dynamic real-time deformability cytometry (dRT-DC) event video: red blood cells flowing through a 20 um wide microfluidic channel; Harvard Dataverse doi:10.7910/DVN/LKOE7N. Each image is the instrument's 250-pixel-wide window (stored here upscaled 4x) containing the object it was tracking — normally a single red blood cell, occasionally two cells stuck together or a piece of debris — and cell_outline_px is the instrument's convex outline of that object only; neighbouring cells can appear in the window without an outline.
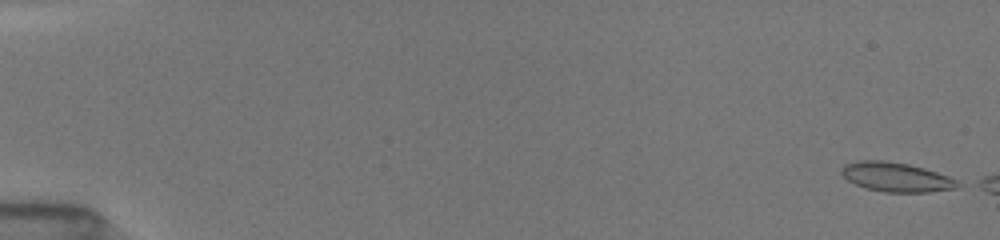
{"species": "common noctule bat (a hibernating species)", "species_latin": "Nyctalus noctula", "temperature_condition": "room temperature", "stored_images_in_passage": 4, "camera_frame_rate_fps": 3000, "um_per_image_px": 0.085, "animal": {"sex": "female", "body_mass_g": 19.5, "forearm_length_mm": 54.1}, "frame": {"image": 1, "passage_image": 1, "time_ms": 0.0, "image_size_px": [1000, 240], "cell_outline_px": [[964, 184], [956, 188], [928, 192], [884, 192], [864, 188], [848, 180], [840, 172], [840, 168], [844, 164], [860, 160], [884, 160], [908, 164], [924, 168], [948, 176]], "centroid_in_image_um": [76.17, 15.05], "position_along_channel_um": 8.8, "area_um2": 19.94}}